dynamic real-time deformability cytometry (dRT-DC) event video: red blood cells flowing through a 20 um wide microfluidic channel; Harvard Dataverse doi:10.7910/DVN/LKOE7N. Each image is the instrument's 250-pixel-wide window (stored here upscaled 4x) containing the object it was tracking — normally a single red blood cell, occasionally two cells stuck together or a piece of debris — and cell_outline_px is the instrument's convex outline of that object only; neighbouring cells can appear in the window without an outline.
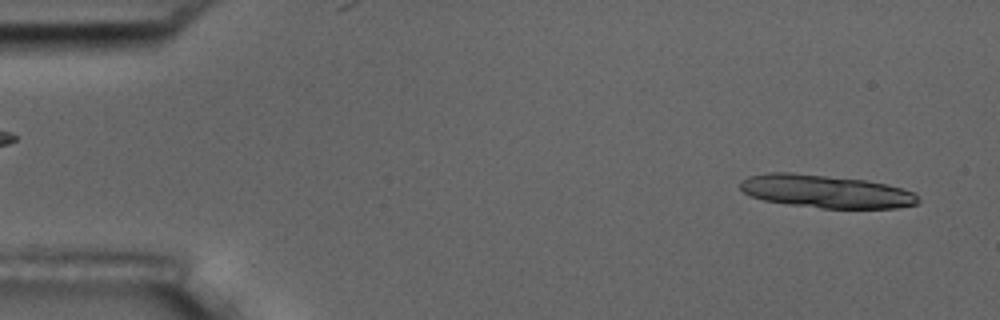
{"species": "common noctule bat (a hibernating species)", "species_latin": "Nyctalus noctula", "temperature_condition": "room temperature", "stored_images_in_passage": 13, "camera_frame_rate_fps": 3000, "um_per_image_px": 0.085, "animal": {"sex": "male", "body_mass_g": 17.5, "forearm_length_mm": 52.3}, "frame": {"image": 1, "passage_image": 2, "time_ms": 0.333, "image_size_px": [1000, 320], "cell_outline_px": [[920, 200], [916, 204], [896, 208], [820, 208], [788, 204], [764, 200], [752, 196], [744, 192], [740, 188], [740, 180], [748, 176], [768, 172], [792, 172], [864, 180], [884, 184], [916, 192]], "centroid_in_image_um": [70.18, 16.26], "position_along_channel_um": 14.8, "area_um2": 34.1}}